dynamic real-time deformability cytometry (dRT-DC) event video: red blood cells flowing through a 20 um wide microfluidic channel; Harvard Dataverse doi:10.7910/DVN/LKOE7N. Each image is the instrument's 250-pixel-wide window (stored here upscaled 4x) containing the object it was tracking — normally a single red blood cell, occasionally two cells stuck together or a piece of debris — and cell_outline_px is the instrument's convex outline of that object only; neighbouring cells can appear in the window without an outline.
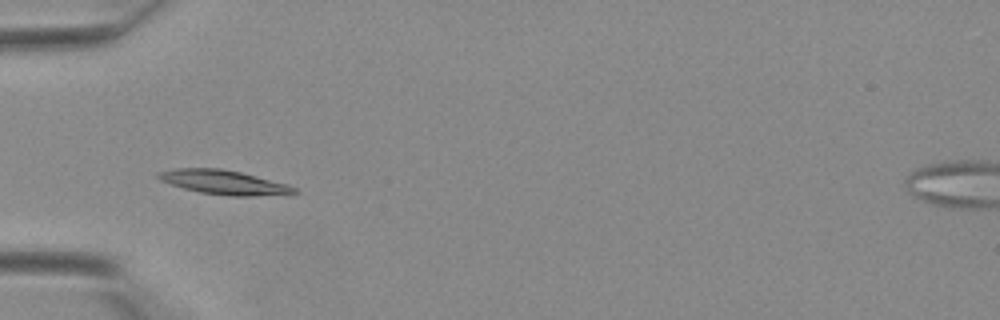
{"species": "Egyptian fruit bat (a non-hibernating species)", "species_latin": "Rousettus aegyptiacus", "temperature_condition": "warm", "stored_images_in_passage": 29, "camera_frame_rate_fps": 3000, "um_per_image_px": 0.085, "animal": {"sex": "female"}, "frame": {"image": 1, "passage_image": 1, "time_ms": 0.0, "image_size_px": [1000, 320], "cell_outline_px": [[300, 192], [252, 196], [232, 196], [200, 192], [184, 188], [160, 180], [156, 176], [156, 172], [176, 168], [220, 168], [240, 172], [288, 184], [296, 188]], "centroid_in_image_um": [19.0, 15.48], "position_along_channel_um": 66.0, "area_um2": 18.96}}
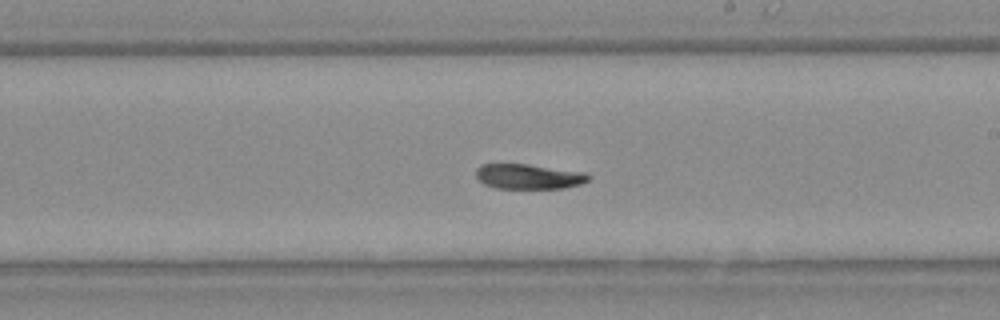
{"frame": {"image": 2, "passage_image": 12, "time_ms": 3.667, "image_size_px": [1000, 320], "cell_outline_px": [[592, 176], [588, 180], [580, 184], [560, 188], [496, 188], [484, 184], [476, 176], [476, 168], [480, 164], [528, 164], [584, 172]], "centroid_in_image_um": [44.92, 14.99], "position_along_channel_um": 244.1, "area_um2": 16.3}}
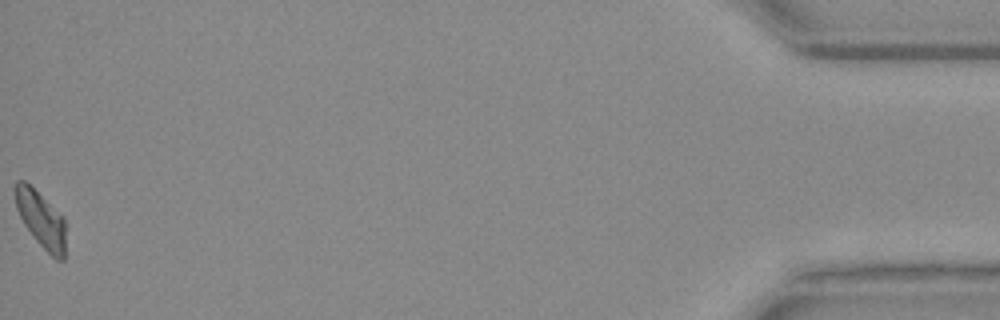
{"frame": {"image": 3, "passage_image": 29, "time_ms": 9.333, "image_size_px": [1000, 320], "cell_outline_px": [[64, 260], [56, 260], [36, 240], [24, 224], [16, 208], [16, 180], [24, 180], [64, 216]], "centroid_in_image_um": [3.49, 18.65], "position_along_channel_um": 431.7, "area_um2": 16.13}}